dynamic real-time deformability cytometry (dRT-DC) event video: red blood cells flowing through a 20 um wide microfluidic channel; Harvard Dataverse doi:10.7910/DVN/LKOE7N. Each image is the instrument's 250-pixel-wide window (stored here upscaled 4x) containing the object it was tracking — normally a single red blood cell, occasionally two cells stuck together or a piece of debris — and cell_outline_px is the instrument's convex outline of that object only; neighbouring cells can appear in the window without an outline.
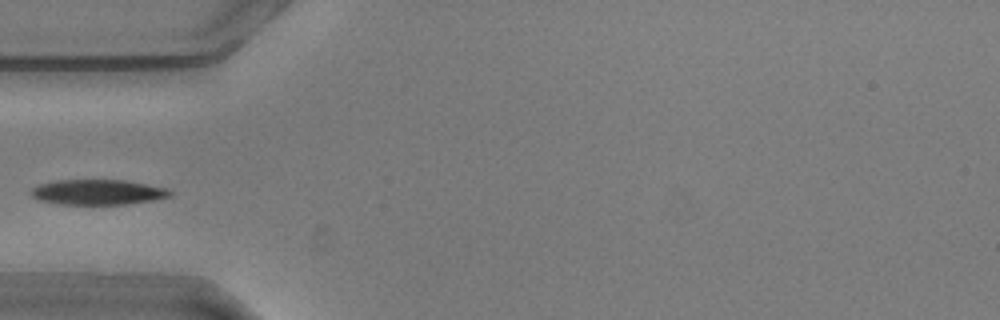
{"species": "common noctule bat (a hibernating species)", "species_latin": "Nyctalus noctula", "temperature_condition": "warm", "stored_images_in_passage": 39, "camera_frame_rate_fps": 3000, "um_per_image_px": 0.085, "animal": {"sex": "male", "body_mass_g": 20.5, "forearm_length_mm": 52.5}, "frame": {"image": 1, "passage_image": 1, "time_ms": 0.0, "image_size_px": [1000, 320], "cell_outline_px": [[172, 196], [152, 200], [124, 204], [60, 204], [36, 200], [28, 192], [32, 188], [40, 184], [56, 180], [124, 180], [168, 188], [172, 192]], "centroid_in_image_um": [8.28, 16.33], "position_along_channel_um": 76.7, "area_um2": 20.46}}
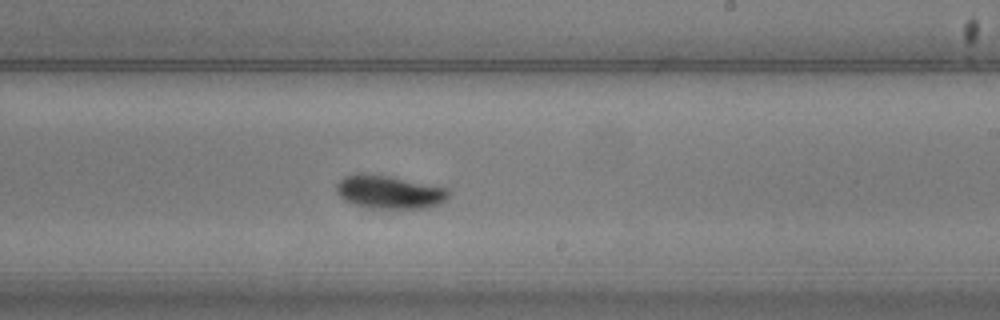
{"frame": {"image": 2, "passage_image": 16, "time_ms": 5.0, "image_size_px": [1000, 320], "cell_outline_px": [[448, 196], [440, 204], [424, 208], [372, 208], [352, 204], [344, 200], [336, 192], [336, 184], [344, 176], [356, 172], [360, 172], [388, 176], [448, 188]], "centroid_in_image_um": [33.03, 16.31], "position_along_channel_um": 256.0, "area_um2": 21.73}}
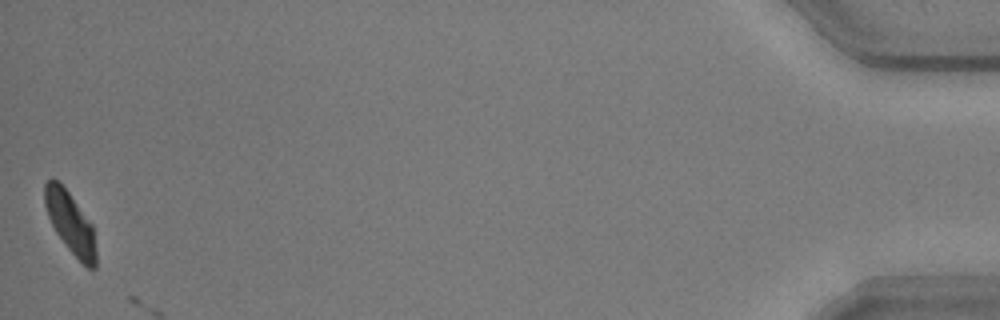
{"frame": {"image": 3, "passage_image": 39, "time_ms": 12.667, "image_size_px": [1000, 320], "cell_outline_px": [[96, 268], [88, 268], [68, 248], [56, 232], [48, 216], [44, 204], [44, 184], [48, 180], [56, 180], [68, 192], [92, 224], [96, 252]], "centroid_in_image_um": [5.97, 18.94], "position_along_channel_um": 429.2, "area_um2": 17.86}}